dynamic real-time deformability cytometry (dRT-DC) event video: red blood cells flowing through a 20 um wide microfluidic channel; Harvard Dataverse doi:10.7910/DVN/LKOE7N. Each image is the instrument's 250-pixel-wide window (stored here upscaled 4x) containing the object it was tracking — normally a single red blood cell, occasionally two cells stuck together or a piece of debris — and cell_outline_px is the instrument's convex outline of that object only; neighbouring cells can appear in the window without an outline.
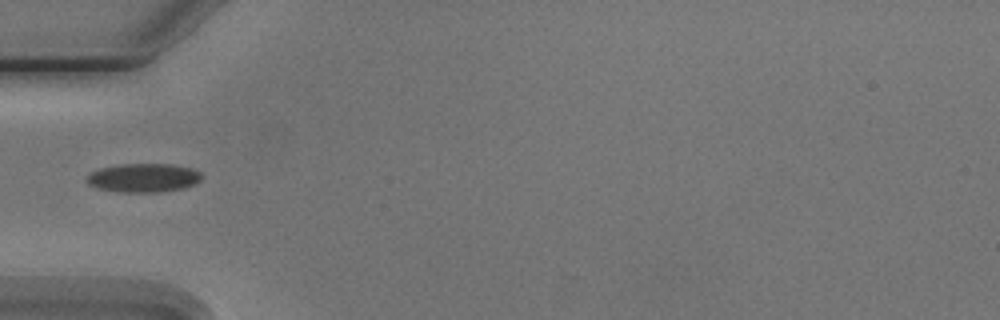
{"species": "Egyptian fruit bat (a non-hibernating species)", "species_latin": "Rousettus aegyptiacus", "temperature_condition": "cold", "stored_images_in_passage": 4, "camera_frame_rate_fps": 3000, "um_per_image_px": 0.085, "animal": {"sex": "male"}, "frame": {"image": 1, "passage_image": 4, "time_ms": 3.333, "image_size_px": [1000, 320], "cell_outline_px": [[200, 180], [196, 184], [184, 188], [160, 192], [120, 192], [96, 188], [88, 184], [88, 176], [92, 172], [100, 168], [120, 164], [172, 164], [192, 168], [200, 172]], "centroid_in_image_um": [12.21, 15.12], "position_along_channel_um": 72.8, "area_um2": 19.25}}